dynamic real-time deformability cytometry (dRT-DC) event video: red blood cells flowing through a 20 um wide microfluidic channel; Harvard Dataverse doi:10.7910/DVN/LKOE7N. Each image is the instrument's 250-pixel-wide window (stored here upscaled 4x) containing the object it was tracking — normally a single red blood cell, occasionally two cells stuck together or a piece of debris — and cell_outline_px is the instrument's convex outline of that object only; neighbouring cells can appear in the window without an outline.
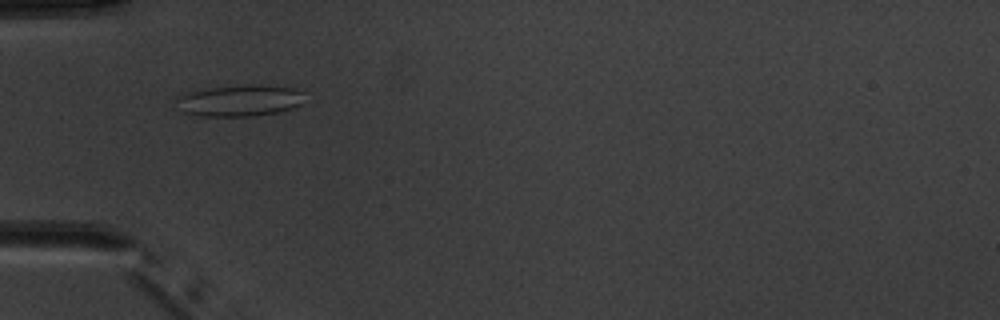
{"species": "common noctule bat (a hibernating species)", "species_latin": "Nyctalus noctula", "temperature_condition": "warm", "stored_images_in_passage": 6, "camera_frame_rate_fps": 3000, "um_per_image_px": 0.085, "animal": {"sex": "male", "body_mass_g": 20.1, "forearm_length_mm": 53.5}, "frame": {"image": 1, "passage_image": 6, "time_ms": 5.667, "image_size_px": [1000, 320], "cell_outline_px": [[304, 92], [300, 104], [292, 108], [280, 112], [252, 116], [200, 116], [184, 112], [176, 100], [180, 96], [192, 92], [208, 88], [260, 84], [292, 88]], "centroid_in_image_um": [20.43, 8.55], "position_along_channel_um": 64.6, "area_um2": 23.06}}